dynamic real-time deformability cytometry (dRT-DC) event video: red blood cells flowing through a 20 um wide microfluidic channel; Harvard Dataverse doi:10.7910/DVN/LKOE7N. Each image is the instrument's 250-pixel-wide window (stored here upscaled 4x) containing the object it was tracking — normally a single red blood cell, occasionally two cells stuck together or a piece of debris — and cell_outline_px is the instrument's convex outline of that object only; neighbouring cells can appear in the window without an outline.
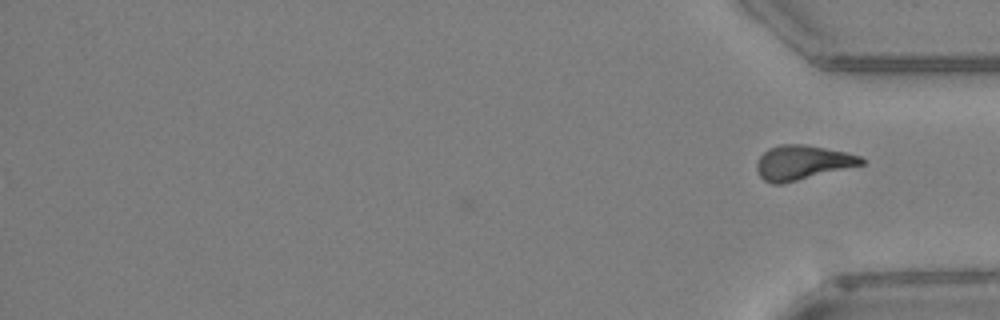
{"species": "Egyptian fruit bat (a non-hibernating species)", "species_latin": "Rousettus aegyptiacus", "temperature_condition": "warm", "stored_images_in_passage": 32, "segment_of_instrument_passage": [2, 2], "camera_frame_rate_fps": 3000, "um_per_image_px": 0.085, "animal": {"sex": "female"}, "frame": {"image": 1, "passage_image": 32, "time_ms": 10.333, "image_size_px": [1000, 320], "cell_outline_px": [[864, 164], [784, 184], [772, 184], [764, 180], [760, 176], [756, 168], [756, 164], [760, 156], [768, 148], [780, 144], [804, 144], [848, 152], [860, 156], [864, 160]], "centroid_in_image_um": [68.19, 13.82], "position_along_channel_um": 367.0, "area_um2": 21.15}}